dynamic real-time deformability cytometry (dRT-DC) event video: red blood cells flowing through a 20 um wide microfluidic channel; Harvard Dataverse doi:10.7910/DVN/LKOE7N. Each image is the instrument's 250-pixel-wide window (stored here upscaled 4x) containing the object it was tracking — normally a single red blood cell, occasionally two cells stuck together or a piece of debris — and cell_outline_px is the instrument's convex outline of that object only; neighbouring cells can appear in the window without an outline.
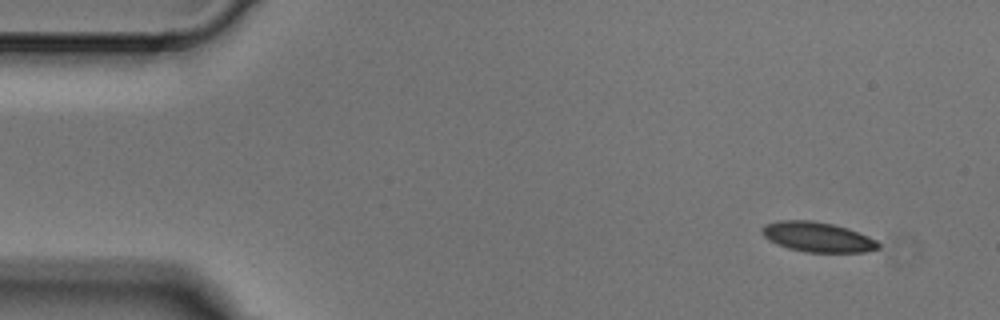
{"species": "Egyptian fruit bat (a non-hibernating species)", "species_latin": "Rousettus aegyptiacus", "temperature_condition": "cold", "stored_images_in_passage": 4, "camera_frame_rate_fps": 3000, "um_per_image_px": 0.085, "animal": {"sex": "male"}, "frame": {"image": 1, "passage_image": 1, "time_ms": 0.0, "image_size_px": [1000, 320], "cell_outline_px": [[880, 248], [864, 252], [804, 252], [788, 248], [776, 244], [764, 236], [760, 232], [760, 228], [764, 224], [776, 220], [812, 220], [832, 224], [848, 228], [868, 236], [876, 240], [880, 244]], "centroid_in_image_um": [69.45, 20.13], "position_along_channel_um": 15.5, "area_um2": 20.46}}
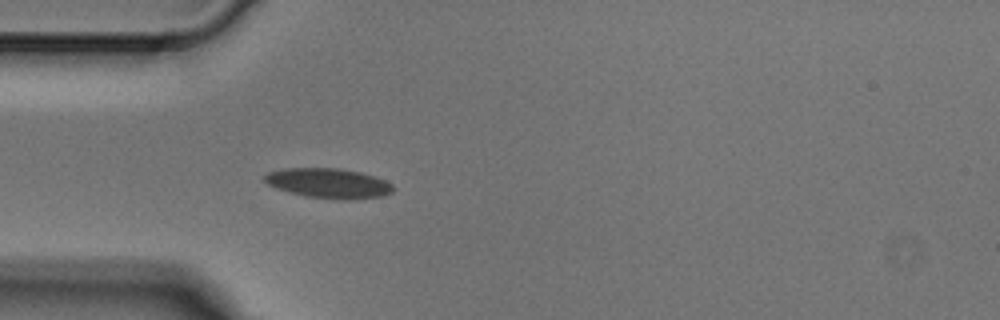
{"frame": {"image": 2, "passage_image": 4, "time_ms": 1.0, "image_size_px": [1000, 320], "cell_outline_px": [[396, 188], [392, 192], [384, 196], [348, 200], [344, 200], [304, 196], [288, 192], [276, 188], [268, 184], [264, 180], [264, 176], [268, 172], [284, 168], [340, 168], [360, 172], [384, 180], [392, 184]], "centroid_in_image_um": [27.93, 15.58], "position_along_channel_um": 57.1, "area_um2": 22.48}}